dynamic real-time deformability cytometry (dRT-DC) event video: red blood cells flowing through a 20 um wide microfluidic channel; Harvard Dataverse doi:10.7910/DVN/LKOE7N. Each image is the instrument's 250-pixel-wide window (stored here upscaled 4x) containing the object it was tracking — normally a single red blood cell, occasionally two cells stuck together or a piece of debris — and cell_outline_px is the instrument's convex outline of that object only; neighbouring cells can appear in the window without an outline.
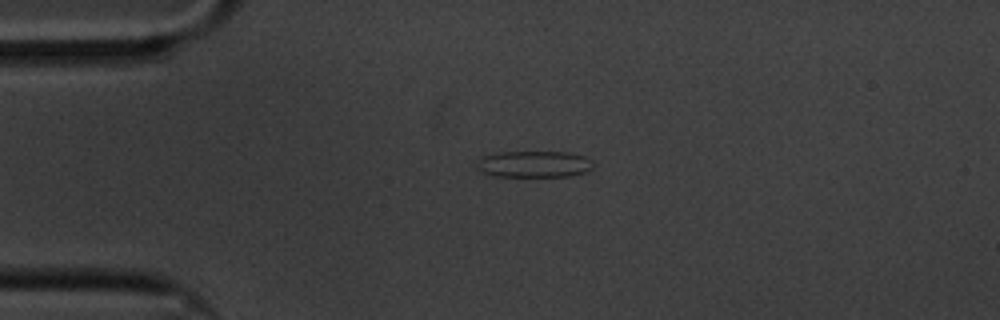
{"species": "common noctule bat (a hibernating species)", "species_latin": "Nyctalus noctula", "temperature_condition": "cold", "stored_images_in_passage": 46, "camera_frame_rate_fps": 3000, "um_per_image_px": 0.085, "animal": {"sex": "male", "body_mass_g": 20.1, "forearm_length_mm": 53.5}, "frame": {"image": 1, "passage_image": 1, "time_ms": 0.0, "image_size_px": [1000, 320], "cell_outline_px": [[596, 164], [592, 168], [584, 172], [568, 176], [492, 176], [484, 172], [480, 168], [476, 160], [484, 156], [500, 152], [564, 152], [584, 156], [592, 160]], "centroid_in_image_um": [45.44, 13.95], "position_along_channel_um": 39.6, "area_um2": 17.8}}
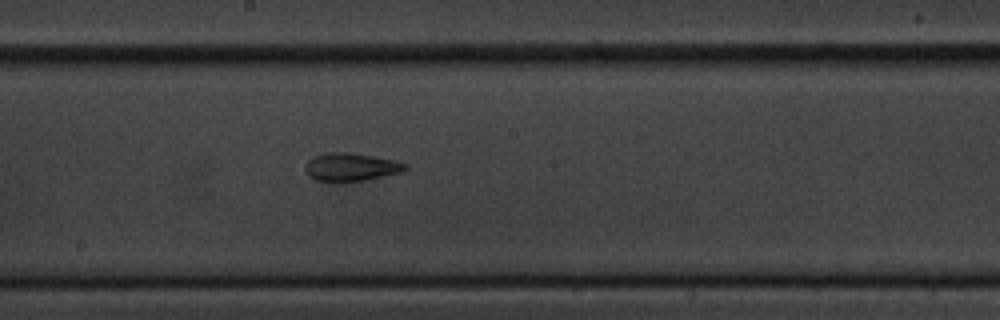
{"frame": {"image": 2, "passage_image": 19, "time_ms": 6.0, "image_size_px": [1000, 320], "cell_outline_px": [[408, 168], [400, 172], [364, 180], [340, 184], [332, 184], [316, 180], [308, 176], [304, 168], [308, 160], [312, 156], [324, 152], [348, 152], [396, 160], [408, 164]], "centroid_in_image_um": [29.76, 14.22], "position_along_channel_um": 218.4, "area_um2": 16.94}}
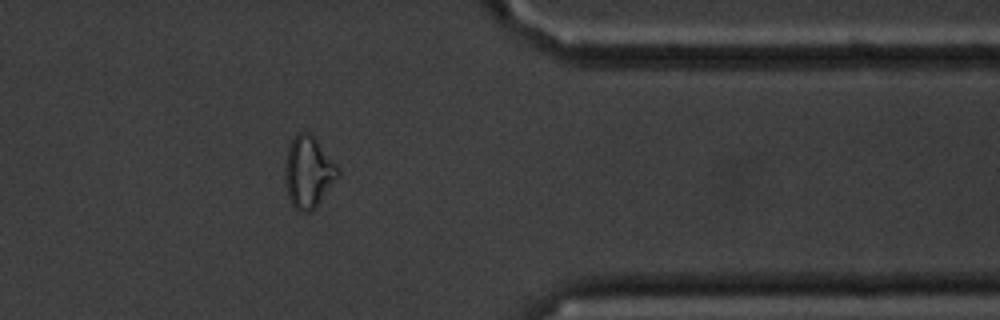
{"frame": {"image": 3, "passage_image": 35, "time_ms": 11.333, "image_size_px": [1000, 320], "cell_outline_px": [[340, 176], [312, 212], [296, 212], [288, 196], [284, 176], [284, 160], [288, 144], [292, 136], [296, 132], [308, 132], [316, 140], [340, 168]], "centroid_in_image_um": [26.19, 14.63], "position_along_channel_um": 385.2, "area_um2": 22.6}, "authors_computed_cell_mechanics": {"area_um2": 16.7042, "velocity_mm_per_s": 3.4004, "shape_relaxation_time_tau1_ms": null, "shape_relaxation_time_tau2_ms": 3.1572, "deformation_change_tau1": null, "deformation_change_tau2": 0.1086}}